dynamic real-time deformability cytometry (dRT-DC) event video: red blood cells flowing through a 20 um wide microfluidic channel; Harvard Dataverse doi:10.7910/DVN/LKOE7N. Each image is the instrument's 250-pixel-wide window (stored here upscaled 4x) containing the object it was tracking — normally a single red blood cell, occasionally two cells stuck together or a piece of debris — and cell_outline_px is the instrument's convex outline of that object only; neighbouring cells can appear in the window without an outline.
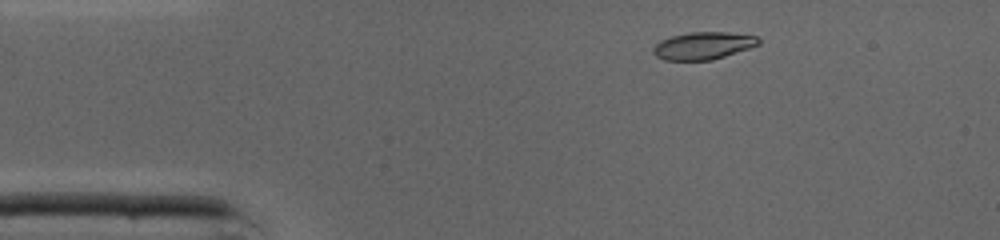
{"species": "common noctule bat (a hibernating species)", "species_latin": "Nyctalus noctula", "temperature_condition": "cold", "stored_images_in_passage": 39, "camera_frame_rate_fps": 3000, "um_per_image_px": 0.085, "animal": {"sex": "male", "body_mass_g": 19.0, "forearm_length_mm": 50.8}, "frame": {"image": 1, "passage_image": 1, "time_ms": 0.0, "image_size_px": [1000, 240], "cell_outline_px": [[760, 44], [712, 60], [664, 60], [656, 56], [652, 52], [652, 48], [660, 40], [672, 36], [688, 32], [728, 32], [756, 36], [760, 40]], "centroid_in_image_um": [59.74, 3.88], "position_along_channel_um": 25.3, "area_um2": 16.76}}
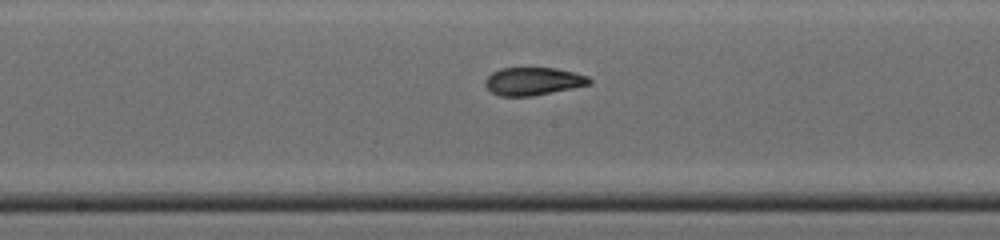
{"frame": {"image": 2, "passage_image": 17, "time_ms": 5.333, "image_size_px": [1000, 240], "cell_outline_px": [[592, 84], [532, 96], [500, 96], [492, 92], [484, 84], [484, 80], [492, 72], [500, 68], [556, 68], [588, 76], [592, 80]], "centroid_in_image_um": [45.31, 6.9], "position_along_channel_um": 202.9, "area_um2": 16.88}}
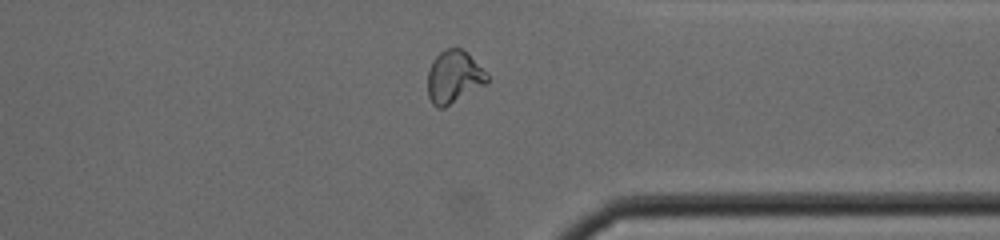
{"frame": {"image": 3, "passage_image": 29, "time_ms": 9.333, "image_size_px": [1000, 240], "cell_outline_px": [[488, 84], [444, 108], [436, 108], [432, 104], [428, 96], [428, 68], [432, 60], [444, 48], [460, 48], [488, 72]], "centroid_in_image_um": [38.58, 6.56], "position_along_channel_um": 372.8, "area_um2": 18.5}, "authors_computed_cell_mechanics": {"area_um2": 17.1666, "velocity_mm_per_s": 4.3648, "shape_relaxation_time_tau1_ms": 8.1897, "shape_relaxation_time_tau2_ms": 1.9184, "deformation_change_tau1": 0.2379, "deformation_change_tau2": 0.0736}}